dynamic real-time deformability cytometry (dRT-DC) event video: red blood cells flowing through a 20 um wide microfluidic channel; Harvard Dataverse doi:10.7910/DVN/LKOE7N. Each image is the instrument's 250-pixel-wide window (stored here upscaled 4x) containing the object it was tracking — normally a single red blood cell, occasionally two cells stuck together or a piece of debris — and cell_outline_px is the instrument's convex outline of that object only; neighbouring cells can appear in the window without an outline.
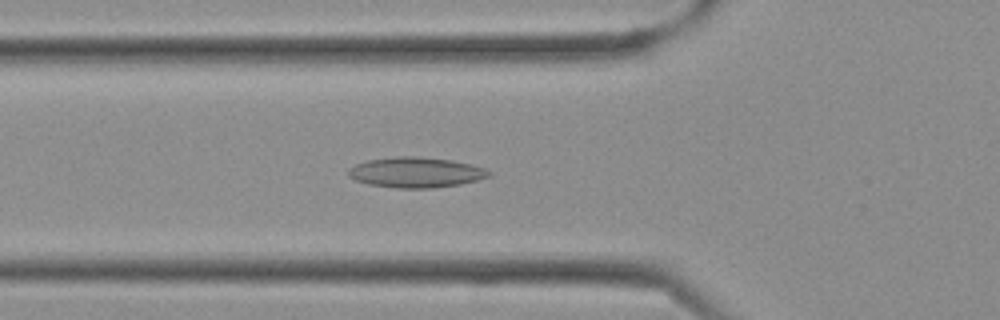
{"species": "Egyptian fruit bat (a non-hibernating species)", "species_latin": "Rousettus aegyptiacus", "temperature_condition": "cold", "stored_images_in_passage": 31, "camera_frame_rate_fps": 3000, "um_per_image_px": 0.085, "frame": {"image": 1, "passage_image": 7, "time_ms": 2.0, "image_size_px": [1000, 320], "cell_outline_px": [[492, 172], [488, 176], [476, 180], [460, 184], [432, 188], [396, 188], [368, 184], [356, 180], [348, 176], [348, 168], [356, 164], [368, 160], [396, 156], [416, 156], [452, 160], [472, 164], [484, 168]], "centroid_in_image_um": [35.33, 14.65], "position_along_channel_um": 90.5, "area_um2": 24.85}}
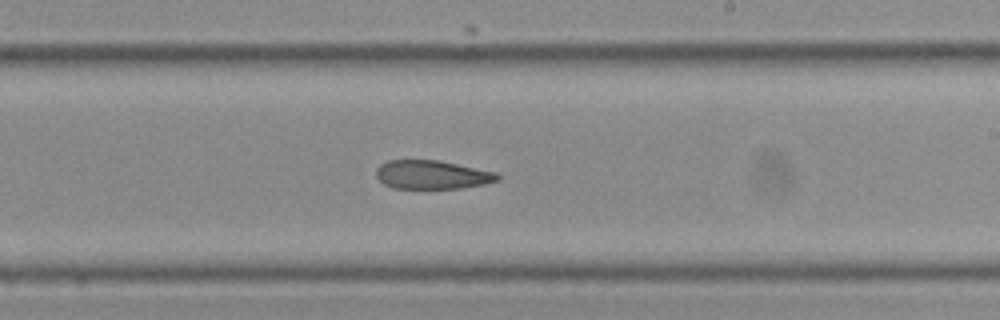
{"frame": {"image": 2, "passage_image": 16, "time_ms": 5.0, "image_size_px": [1000, 320], "cell_outline_px": [[500, 180], [484, 184], [460, 188], [392, 188], [384, 184], [376, 176], [376, 168], [380, 164], [388, 160], [440, 160], [496, 172], [500, 176]], "centroid_in_image_um": [36.72, 14.84], "position_along_channel_um": 252.3, "area_um2": 20.35}}
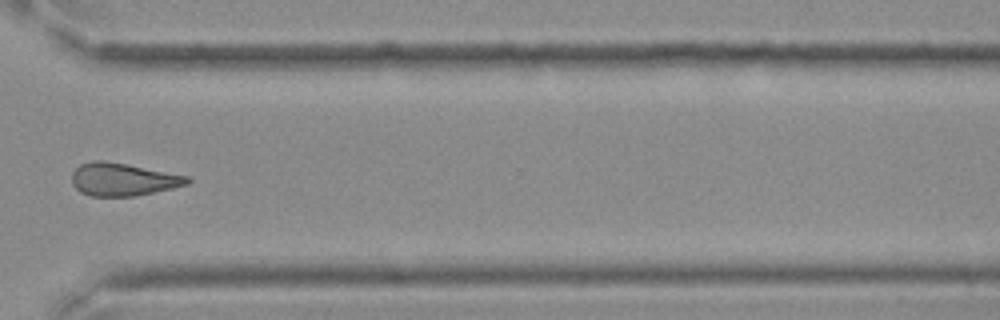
{"frame": {"image": 3, "passage_image": 22, "time_ms": 7.0, "image_size_px": [1000, 320], "cell_outline_px": [[192, 180], [188, 184], [172, 188], [136, 196], [92, 196], [80, 192], [72, 184], [72, 172], [80, 164], [92, 160], [104, 160], [188, 176]], "centroid_in_image_um": [10.42, 15.25], "position_along_channel_um": 360.2, "area_um2": 21.96}}